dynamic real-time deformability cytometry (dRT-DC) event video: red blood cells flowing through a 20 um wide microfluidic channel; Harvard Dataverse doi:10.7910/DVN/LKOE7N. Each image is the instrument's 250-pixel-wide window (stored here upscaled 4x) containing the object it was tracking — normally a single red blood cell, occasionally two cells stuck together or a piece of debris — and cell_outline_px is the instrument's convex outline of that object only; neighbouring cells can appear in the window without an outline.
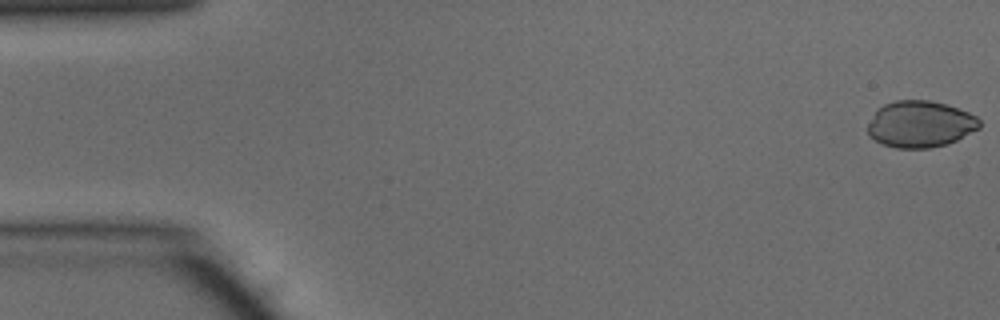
{"species": "common noctule bat (a hibernating species)", "species_latin": "Nyctalus noctula", "temperature_condition": "warm", "stored_images_in_passage": 48, "camera_frame_rate_fps": 3000, "um_per_image_px": 0.085, "animal": {"sex": "male", "body_mass_g": 15.6}, "frame": {"image": 1, "passage_image": 1, "time_ms": 0.0, "image_size_px": [1000, 320], "cell_outline_px": [[980, 128], [948, 144], [928, 148], [896, 148], [884, 144], [876, 140], [868, 132], [868, 124], [876, 108], [884, 104], [896, 100], [928, 100], [944, 104], [968, 112], [976, 116], [980, 120]], "centroid_in_image_um": [78.22, 10.55], "position_along_channel_um": 6.8, "area_um2": 30.17}}
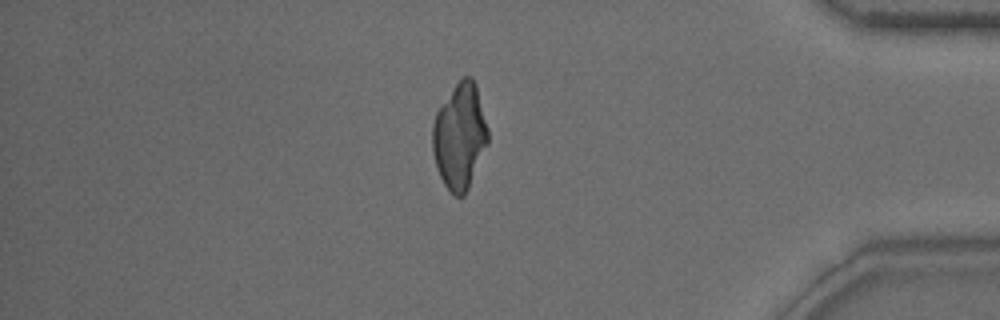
{"frame": {"image": 2, "passage_image": 41, "time_ms": 13.333, "image_size_px": [1000, 320], "cell_outline_px": [[488, 144], [468, 188], [464, 196], [456, 196], [444, 184], [440, 176], [432, 152], [432, 124], [436, 112], [456, 84], [464, 76], [472, 76], [476, 84], [488, 128]], "centroid_in_image_um": [39.08, 11.57], "position_along_channel_um": 396.1, "area_um2": 33.93}}
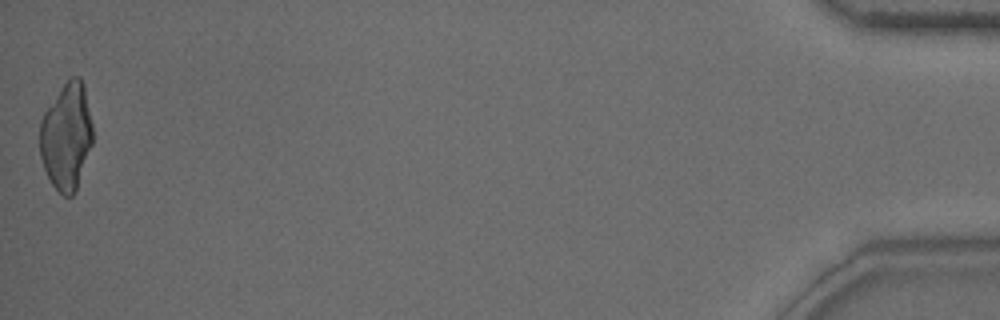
{"frame": {"image": 3, "passage_image": 48, "time_ms": 15.667, "image_size_px": [1000, 320], "cell_outline_px": [[92, 144], [76, 192], [72, 196], [64, 196], [52, 184], [44, 168], [40, 156], [40, 120], [44, 112], [64, 84], [72, 76], [80, 76], [84, 84], [92, 124]], "centroid_in_image_um": [5.66, 11.61], "position_along_channel_um": 429.5, "area_um2": 32.83}}